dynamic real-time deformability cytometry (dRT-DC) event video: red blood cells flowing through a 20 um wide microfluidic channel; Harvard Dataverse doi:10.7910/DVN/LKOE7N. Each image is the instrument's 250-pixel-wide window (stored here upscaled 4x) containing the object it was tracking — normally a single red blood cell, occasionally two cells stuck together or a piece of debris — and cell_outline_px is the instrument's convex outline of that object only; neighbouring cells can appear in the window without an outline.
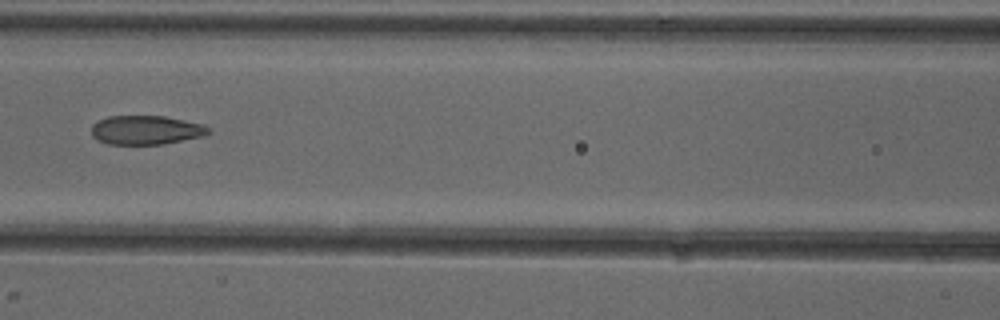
{"species": "common noctule bat (a hibernating species)", "species_latin": "Nyctalus noctula", "temperature_condition": "cold", "stored_images_in_passage": 7, "camera_frame_rate_fps": 3000, "um_per_image_px": 0.085, "animal": {"sex": "female"}, "frame": {"image": 1, "passage_image": 7, "time_ms": 7.0, "image_size_px": [1000, 320], "cell_outline_px": [[212, 132], [200, 136], [164, 144], [108, 144], [92, 136], [92, 124], [108, 116], [164, 116], [204, 124]], "centroid_in_image_um": [12.41, 11.05], "position_along_channel_um": 154.2, "area_um2": 19.59}}